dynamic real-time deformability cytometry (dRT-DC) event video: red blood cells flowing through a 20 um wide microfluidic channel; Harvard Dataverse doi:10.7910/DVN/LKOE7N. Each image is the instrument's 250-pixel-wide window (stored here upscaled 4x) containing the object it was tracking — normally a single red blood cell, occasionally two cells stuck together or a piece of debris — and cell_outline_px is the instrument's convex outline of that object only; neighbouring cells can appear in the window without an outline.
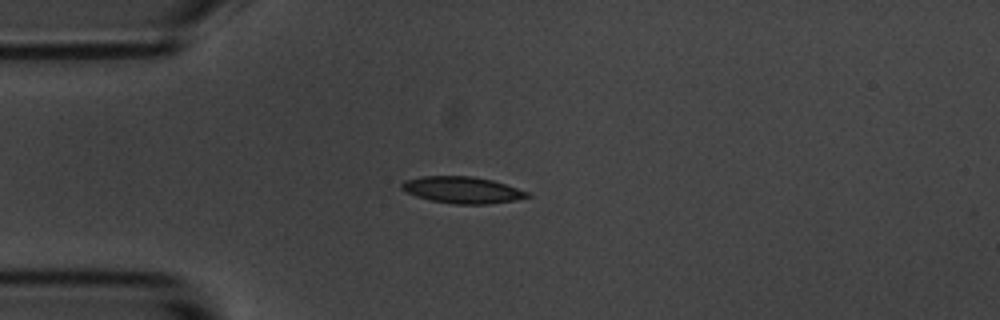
{"species": "common noctule bat (a hibernating species)", "species_latin": "Nyctalus noctula", "temperature_condition": "room temperature", "stored_images_in_passage": 42, "camera_frame_rate_fps": 3000, "um_per_image_px": 0.085, "animal": {"sex": "male", "body_mass_g": 20.1, "forearm_length_mm": 53.5}, "frame": {"image": 1, "passage_image": 1, "time_ms": 0.0, "image_size_px": [1000, 320], "cell_outline_px": [[532, 196], [516, 200], [488, 204], [456, 204], [432, 200], [416, 196], [400, 188], [400, 184], [404, 180], [420, 176], [472, 176], [492, 180], [532, 192]], "centroid_in_image_um": [39.34, 16.14], "position_along_channel_um": 45.7, "area_um2": 19.59}}
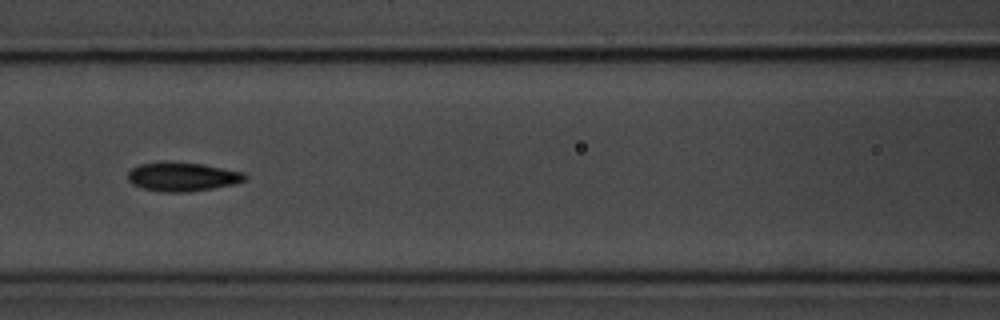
{"frame": {"image": 2, "passage_image": 11, "time_ms": 3.333, "image_size_px": [1000, 320], "cell_outline_px": [[248, 176], [244, 180], [236, 184], [192, 192], [160, 192], [144, 188], [132, 184], [128, 180], [128, 172], [132, 168], [140, 164], [200, 164], [244, 172]], "centroid_in_image_um": [15.55, 15.07], "position_along_channel_um": 151.1, "area_um2": 19.13}}
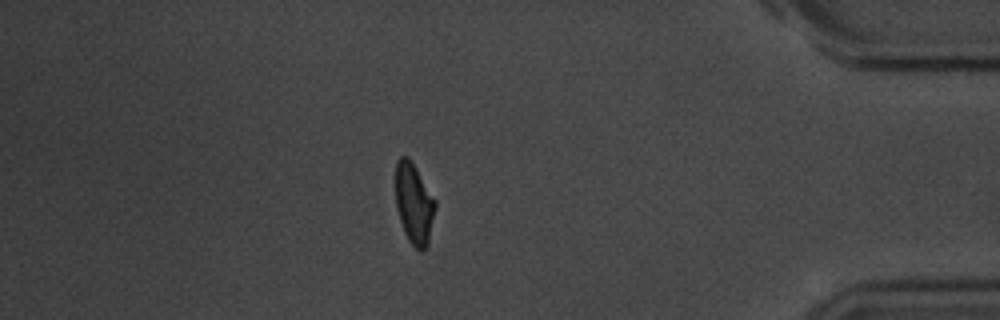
{"frame": {"image": 3, "passage_image": 35, "time_ms": 11.333, "image_size_px": [1000, 320], "cell_outline_px": [[436, 208], [428, 244], [420, 252], [408, 240], [404, 232], [396, 208], [396, 160], [400, 156], [408, 156], [436, 200]], "centroid_in_image_um": [35.19, 17.3], "position_along_channel_um": 400.0, "area_um2": 18.67}, "authors_computed_cell_mechanics": {"area_um2": 19.1318, "velocity_mm_per_s": 3.604, "shape_relaxation_time_tau1_ms": 4.1996, "shape_relaxation_time_tau2_ms": 2.5516, "deformation_change_tau1": 0.1537, "deformation_change_tau2": 0.0862}}